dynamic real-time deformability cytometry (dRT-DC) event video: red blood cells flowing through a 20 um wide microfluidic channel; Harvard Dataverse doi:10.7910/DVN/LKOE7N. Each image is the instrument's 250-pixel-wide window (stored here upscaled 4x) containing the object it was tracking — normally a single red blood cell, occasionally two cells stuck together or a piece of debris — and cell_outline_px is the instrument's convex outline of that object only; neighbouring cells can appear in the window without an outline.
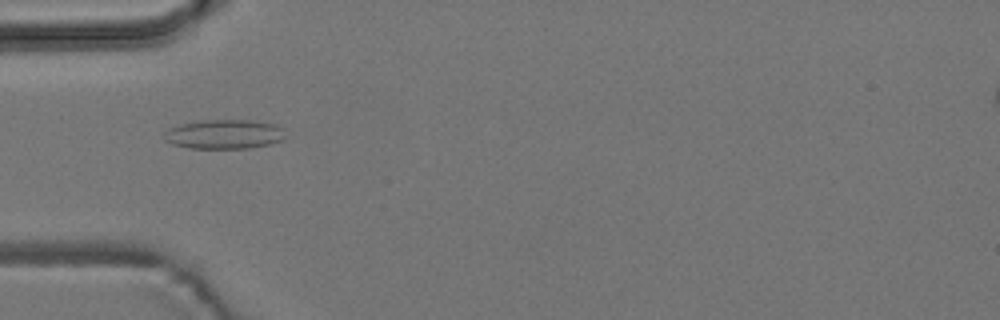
{"species": "common noctule bat (a hibernating species)", "species_latin": "Nyctalus noctula", "temperature_condition": "room temperature", "stored_images_in_passage": 5, "camera_frame_rate_fps": 3000, "um_per_image_px": 0.085, "animal": {"sex": "male", "body_mass_g": 19.2, "forearm_length_mm": 51.8}, "frame": {"image": 1, "passage_image": 3, "time_ms": 2.333, "image_size_px": [1000, 320], "cell_outline_px": [[284, 128], [280, 140], [268, 144], [248, 148], [188, 148], [172, 144], [164, 140], [164, 132], [168, 128], [180, 124], [200, 120], [248, 120], [276, 124]], "centroid_in_image_um": [18.99, 11.4], "position_along_channel_um": 66.0, "area_um2": 20.63}}
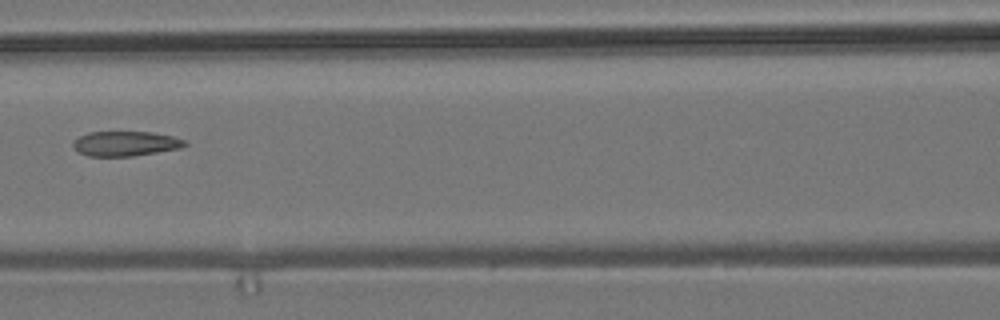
{"frame": {"image": 2, "passage_image": 5, "time_ms": 4.667, "image_size_px": [1000, 320], "cell_outline_px": [[188, 144], [180, 148], [132, 156], [88, 156], [72, 148], [72, 140], [88, 132], [152, 132], [172, 136], [184, 140]], "centroid_in_image_um": [10.62, 12.2], "position_along_channel_um": 156.0, "area_um2": 16.13}}